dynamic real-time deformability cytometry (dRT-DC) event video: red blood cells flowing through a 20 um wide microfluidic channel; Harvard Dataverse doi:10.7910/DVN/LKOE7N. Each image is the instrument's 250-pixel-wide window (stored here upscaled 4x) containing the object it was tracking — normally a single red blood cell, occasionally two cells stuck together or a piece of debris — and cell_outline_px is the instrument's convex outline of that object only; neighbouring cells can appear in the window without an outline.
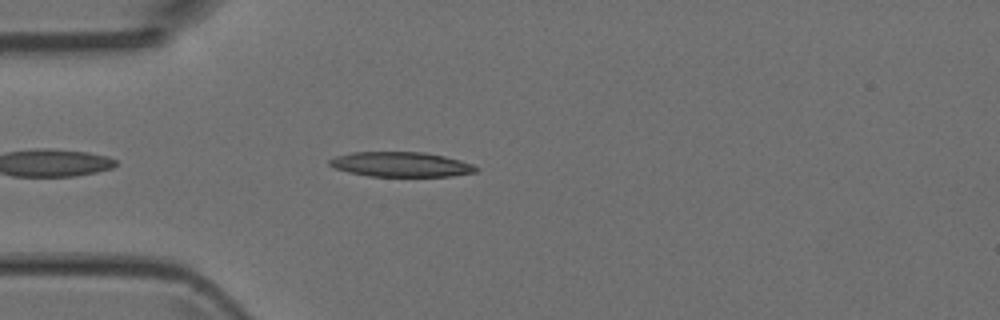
{"species": "Egyptian fruit bat (a non-hibernating species)", "species_latin": "Rousettus aegyptiacus", "temperature_condition": "room temperature", "stored_images_in_passage": 3, "camera_frame_rate_fps": 3000, "um_per_image_px": 0.085, "animal": {"sex": "female"}, "frame": {"image": 1, "passage_image": 3, "time_ms": 3.333, "image_size_px": [1000, 320], "cell_outline_px": [[480, 168], [476, 172], [452, 176], [368, 176], [348, 172], [336, 168], [328, 164], [328, 160], [336, 156], [352, 152], [424, 152], [444, 156], [460, 160], [472, 164]], "centroid_in_image_um": [34.09, 13.97], "position_along_channel_um": 50.9, "area_um2": 21.21}}